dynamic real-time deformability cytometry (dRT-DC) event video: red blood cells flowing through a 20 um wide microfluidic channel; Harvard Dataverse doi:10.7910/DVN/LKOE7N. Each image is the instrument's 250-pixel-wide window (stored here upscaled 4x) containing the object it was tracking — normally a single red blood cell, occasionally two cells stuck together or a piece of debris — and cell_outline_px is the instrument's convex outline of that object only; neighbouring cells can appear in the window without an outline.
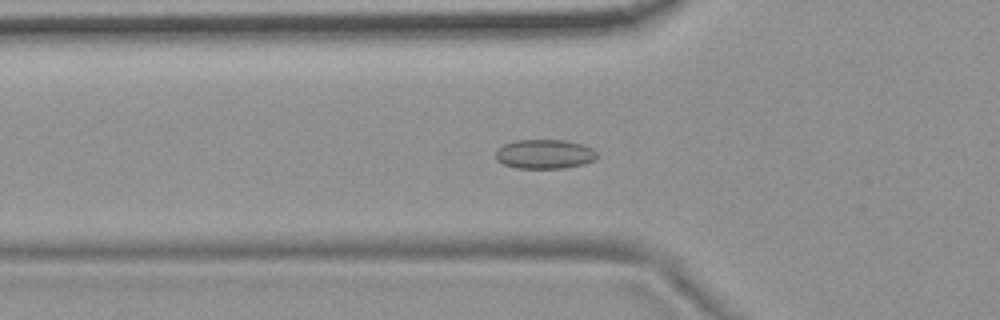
{"species": "common noctule bat (a hibernating species)", "species_latin": "Nyctalus noctula", "temperature_condition": "room temperature", "stored_images_in_passage": 55, "camera_frame_rate_fps": 3000, "um_per_image_px": 0.085, "animal": {"sex": "female", "body_mass_g": 19.9}, "frame": {"image": 1, "passage_image": 19, "time_ms": 6.0, "image_size_px": [1000, 320], "cell_outline_px": [[596, 156], [592, 160], [584, 164], [564, 168], [516, 168], [504, 164], [496, 160], [496, 148], [504, 144], [516, 140], [564, 140], [584, 144], [592, 148], [596, 152]], "centroid_in_image_um": [46.26, 13.09], "position_along_channel_um": 79.5, "area_um2": 17.34}}
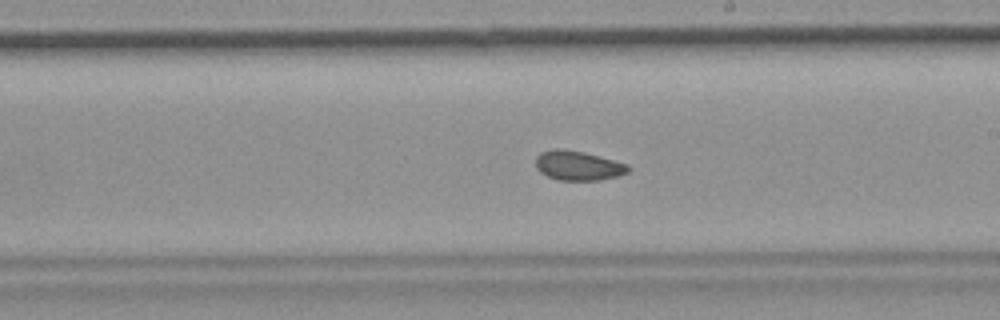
{"frame": {"image": 2, "passage_image": 32, "time_ms": 10.333, "image_size_px": [1000, 320], "cell_outline_px": [[632, 168], [628, 172], [620, 176], [600, 180], [556, 180], [540, 172], [536, 168], [536, 156], [540, 152], [556, 148], [584, 152], [628, 164]], "centroid_in_image_um": [49.15, 14.08], "position_along_channel_um": 239.8, "area_um2": 16.01}}
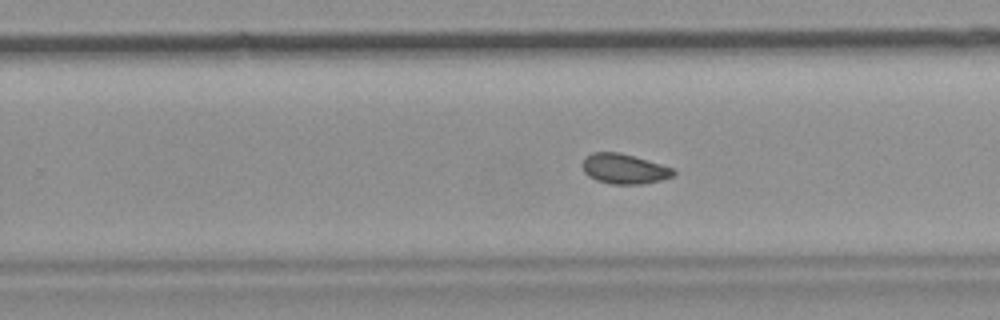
{"frame": {"image": 3, "passage_image": 35, "time_ms": 11.333, "image_size_px": [1000, 320], "cell_outline_px": [[676, 172], [672, 176], [660, 180], [640, 184], [612, 184], [596, 180], [588, 176], [584, 172], [584, 160], [592, 152], [616, 152], [632, 156], [676, 168]], "centroid_in_image_um": [53.09, 14.36], "position_along_channel_um": 276.7, "area_um2": 15.66}, "authors_computed_cell_mechanics": {"area_um2": 16.4152, "velocity_mm_per_s": 3.7007, "shape_relaxation_time_tau1_ms": null, "shape_relaxation_time_tau2_ms": 2.7527, "deformation_change_tau1": null, "deformation_change_tau2": 0.0686}}